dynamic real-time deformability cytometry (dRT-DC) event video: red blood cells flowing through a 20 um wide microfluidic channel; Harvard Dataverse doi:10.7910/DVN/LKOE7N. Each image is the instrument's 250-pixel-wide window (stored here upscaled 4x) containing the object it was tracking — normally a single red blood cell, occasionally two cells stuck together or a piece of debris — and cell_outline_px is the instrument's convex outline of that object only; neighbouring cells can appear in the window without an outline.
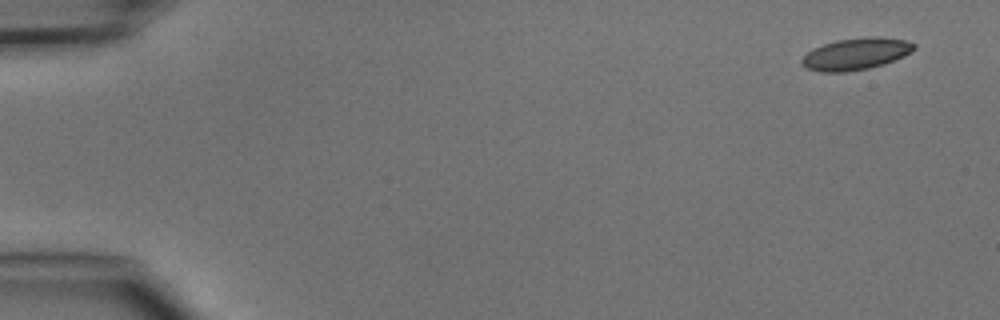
{"species": "common noctule bat (a hibernating species)", "species_latin": "Nyctalus noctula", "temperature_condition": "cold", "stored_images_in_passage": 5, "camera_frame_rate_fps": 3000, "um_per_image_px": 0.085, "animal": {"sex": "male", "body_mass_g": 15.6}, "frame": {"image": 1, "passage_image": 1, "time_ms": 0.0, "image_size_px": [1000, 320], "cell_outline_px": [[916, 48], [904, 56], [884, 64], [868, 68], [848, 72], [820, 72], [808, 68], [800, 64], [800, 60], [812, 48], [836, 40], [868, 36], [880, 36], [904, 40], [916, 44]], "centroid_in_image_um": [72.74, 4.58], "position_along_channel_um": 12.3, "area_um2": 20.92}}
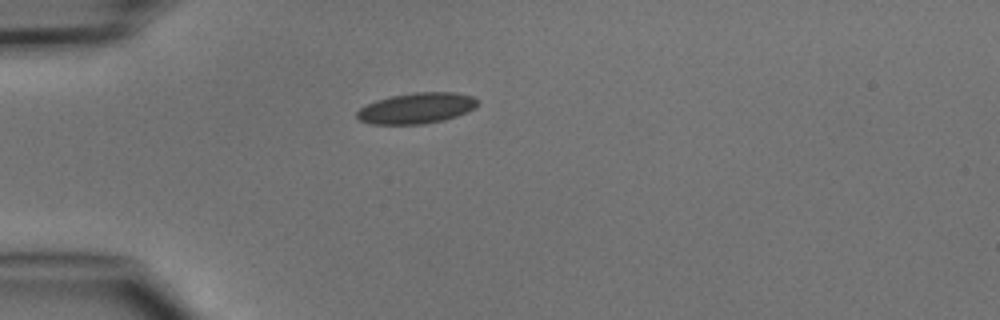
{"frame": {"image": 2, "passage_image": 4, "time_ms": 3.667, "image_size_px": [1000, 320], "cell_outline_px": [[480, 100], [476, 108], [468, 112], [444, 120], [424, 124], [372, 124], [360, 120], [356, 116], [356, 112], [360, 108], [376, 100], [392, 96], [412, 92], [456, 92], [472, 96]], "centroid_in_image_um": [35.45, 9.19], "position_along_channel_um": 49.5, "area_um2": 21.79}}